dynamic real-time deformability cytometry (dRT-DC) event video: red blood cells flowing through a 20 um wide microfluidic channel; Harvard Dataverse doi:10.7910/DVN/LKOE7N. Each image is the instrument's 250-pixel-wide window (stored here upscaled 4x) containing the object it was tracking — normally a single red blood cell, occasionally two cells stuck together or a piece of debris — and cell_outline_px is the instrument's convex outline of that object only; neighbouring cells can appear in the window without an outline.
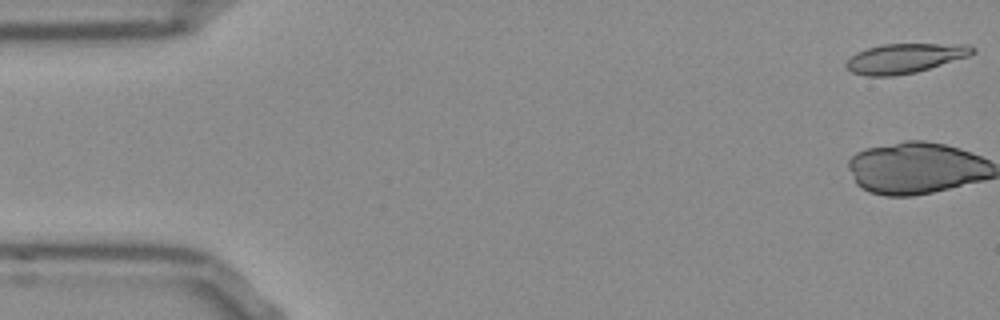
{"species": "Egyptian fruit bat (a non-hibernating species)", "species_latin": "Rousettus aegyptiacus", "temperature_condition": "room temperature", "stored_images_in_passage": 52, "camera_frame_rate_fps": 3000, "um_per_image_px": 0.085, "frame": {"image": 1, "passage_image": 1, "time_ms": 0.0, "image_size_px": [1000, 320], "cell_outline_px": [[976, 52], [968, 56], [916, 72], [892, 76], [868, 76], [852, 72], [844, 68], [844, 64], [856, 52], [880, 44], [968, 44], [976, 48]], "centroid_in_image_um": [76.9, 4.95], "position_along_channel_um": 8.1, "area_um2": 21.79}}